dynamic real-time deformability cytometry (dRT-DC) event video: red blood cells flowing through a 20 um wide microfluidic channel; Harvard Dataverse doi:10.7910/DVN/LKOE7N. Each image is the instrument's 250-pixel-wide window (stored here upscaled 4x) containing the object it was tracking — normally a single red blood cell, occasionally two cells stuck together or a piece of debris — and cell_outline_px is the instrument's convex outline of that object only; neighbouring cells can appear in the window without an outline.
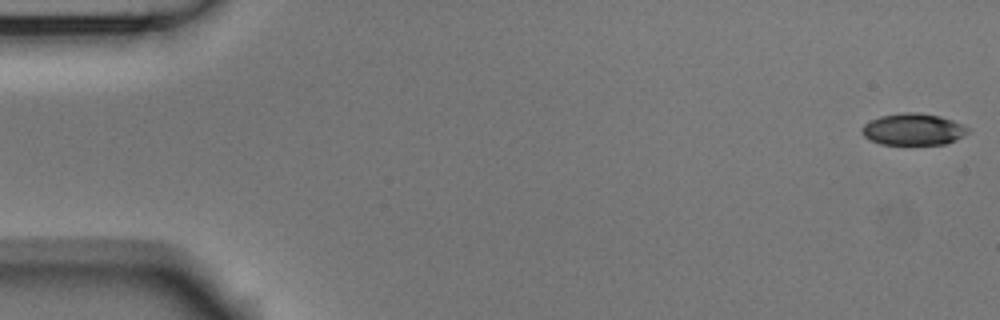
{"species": "Egyptian fruit bat (a non-hibernating species)", "species_latin": "Rousettus aegyptiacus", "temperature_condition": "room temperature", "stored_images_in_passage": 6, "segment_of_instrument_passage": [1, 2], "camera_frame_rate_fps": 3000, "um_per_image_px": 0.085, "animal": {"sex": "male"}, "frame": {"image": 1, "passage_image": 1, "time_ms": 0.0, "image_size_px": [1000, 320], "cell_outline_px": [[968, 132], [956, 140], [944, 144], [880, 144], [868, 140], [860, 132], [864, 124], [880, 116], [904, 112], [920, 112], [940, 116], [964, 124], [968, 128]], "centroid_in_image_um": [77.61, 10.99], "position_along_channel_um": 7.4, "area_um2": 19.65}}
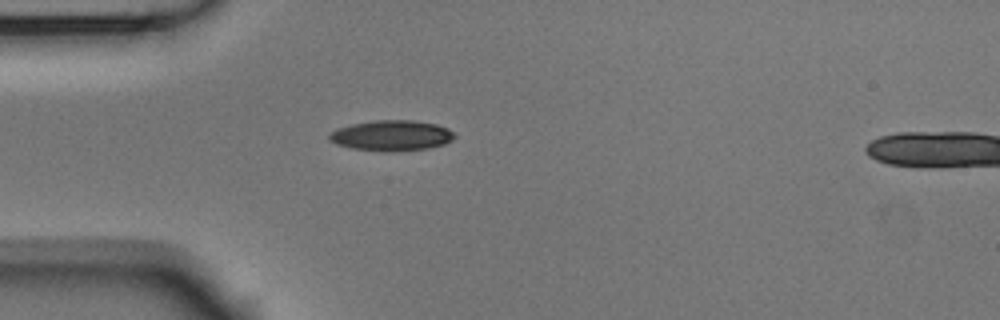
{"frame": {"image": 2, "passage_image": 5, "time_ms": 1.333, "image_size_px": [1000, 320], "cell_outline_px": [[456, 136], [452, 140], [444, 144], [428, 148], [384, 152], [352, 148], [336, 144], [328, 140], [328, 132], [336, 128], [352, 124], [376, 120], [412, 120], [436, 124], [448, 128]], "centroid_in_image_um": [33.24, 11.52], "position_along_channel_um": 51.8, "area_um2": 22.37}}